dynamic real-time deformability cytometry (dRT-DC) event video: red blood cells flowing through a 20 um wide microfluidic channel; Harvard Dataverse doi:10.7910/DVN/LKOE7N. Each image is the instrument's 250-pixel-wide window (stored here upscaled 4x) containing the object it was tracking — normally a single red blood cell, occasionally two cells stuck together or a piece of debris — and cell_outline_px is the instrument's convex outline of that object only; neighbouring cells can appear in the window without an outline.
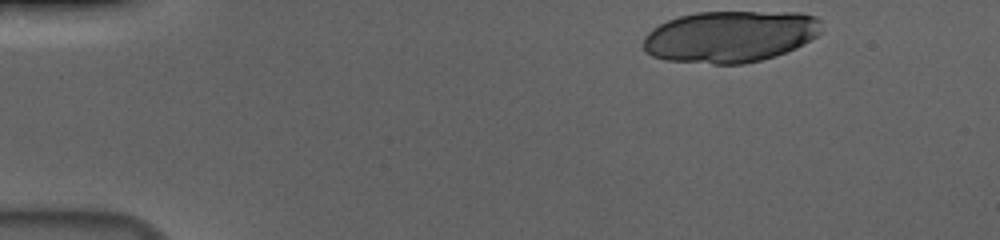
{"species": "human", "species_latin": "Homo sapiens", "temperature_condition": "cold", "stored_images_in_passage": 42, "segment_of_instrument_passage": [1, 2], "camera_frame_rate_fps": 3000, "um_per_image_px": 0.085, "donor": {"sex": "male"}, "frame": {"image": 1, "passage_image": 1, "time_ms": 0.0, "image_size_px": [1000, 240], "cell_outline_px": [[820, 32], [816, 36], [804, 44], [796, 48], [760, 60], [744, 64], [712, 64], [668, 60], [652, 56], [644, 48], [644, 36], [652, 28], [668, 20], [680, 16], [696, 12], [800, 12], [816, 16], [820, 20]], "centroid_in_image_um": [62.07, 3.09], "position_along_channel_um": 22.9, "area_um2": 53.58}}